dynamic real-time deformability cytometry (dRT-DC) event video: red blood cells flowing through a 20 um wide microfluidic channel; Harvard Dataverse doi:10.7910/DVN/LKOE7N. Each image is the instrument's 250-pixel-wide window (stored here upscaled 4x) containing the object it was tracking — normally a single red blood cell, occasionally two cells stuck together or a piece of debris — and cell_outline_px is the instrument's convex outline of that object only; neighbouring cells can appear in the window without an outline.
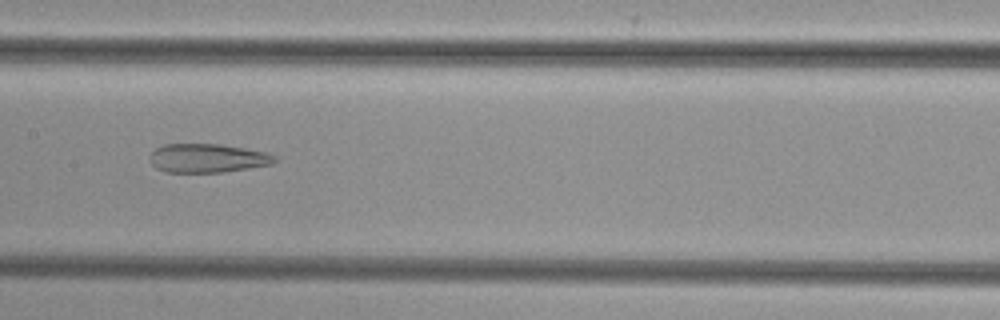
{"species": "common noctule bat (a hibernating species)", "species_latin": "Nyctalus noctula", "temperature_condition": "cold", "stored_images_in_passage": 39, "camera_frame_rate_fps": 3000, "um_per_image_px": 0.085, "animal": {"sex": "female", "body_mass_g": 29.2, "forearm_length_mm": 56.3}, "frame": {"image": 1, "passage_image": 16, "time_ms": 5.0, "image_size_px": [1000, 320], "cell_outline_px": [[280, 160], [272, 164], [248, 168], [220, 172], [168, 172], [156, 168], [148, 160], [148, 156], [156, 148], [164, 144], [220, 144], [244, 148], [264, 152], [276, 156]], "centroid_in_image_um": [17.62, 13.44], "position_along_channel_um": 189.8, "area_um2": 20.98}}
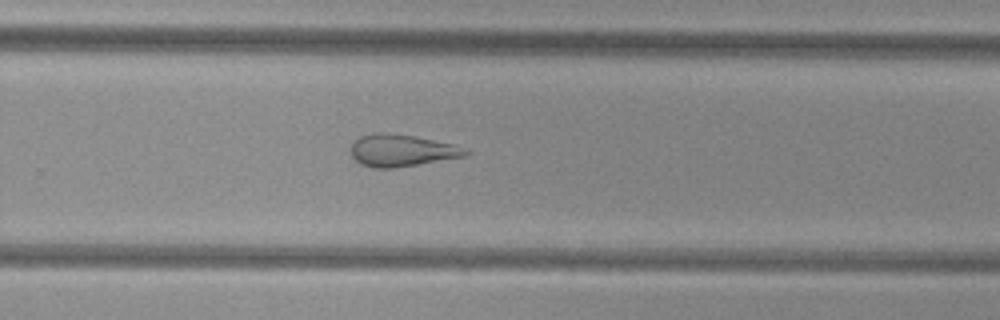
{"frame": {"image": 2, "passage_image": 24, "time_ms": 7.667, "image_size_px": [1000, 320], "cell_outline_px": [[472, 152], [464, 156], [392, 168], [372, 168], [360, 164], [352, 156], [352, 144], [360, 136], [372, 132], [388, 132], [416, 136], [456, 144]], "centroid_in_image_um": [34.14, 12.77], "position_along_channel_um": 295.7, "area_um2": 21.44}}
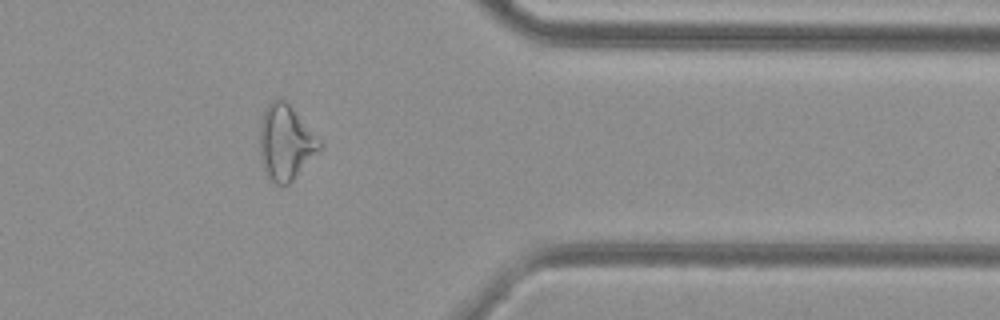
{"frame": {"image": 3, "passage_image": 32, "time_ms": 10.333, "image_size_px": [1000, 320], "cell_outline_px": [[324, 148], [288, 184], [276, 184], [268, 180], [264, 172], [260, 160], [260, 124], [264, 112], [268, 104], [276, 96], [280, 96], [292, 108], [324, 144]], "centroid_in_image_um": [24.28, 12.13], "position_along_channel_um": 387.1, "area_um2": 26.47}}